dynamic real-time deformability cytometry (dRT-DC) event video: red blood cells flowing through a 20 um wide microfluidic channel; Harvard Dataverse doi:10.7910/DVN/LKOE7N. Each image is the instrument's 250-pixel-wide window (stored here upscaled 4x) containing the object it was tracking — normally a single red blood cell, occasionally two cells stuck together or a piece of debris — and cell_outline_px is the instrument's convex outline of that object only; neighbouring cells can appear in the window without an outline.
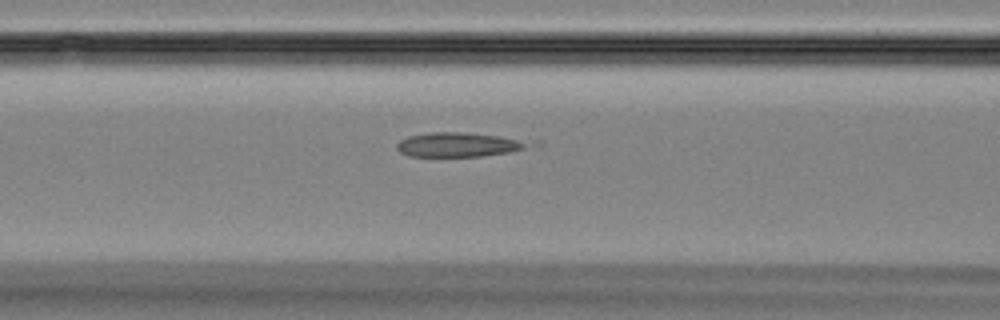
{"species": "Egyptian fruit bat (a non-hibernating species)", "species_latin": "Rousettus aegyptiacus", "temperature_condition": "room temperature", "stored_images_in_passage": 49, "camera_frame_rate_fps": 3000, "um_per_image_px": 0.085, "animal": {"sex": "female"}, "frame": {"image": 1, "passage_image": 20, "time_ms": 6.333, "image_size_px": [1000, 320], "cell_outline_px": [[544, 144], [512, 152], [484, 156], [408, 156], [400, 152], [396, 148], [396, 144], [400, 140], [408, 136], [428, 132], [464, 132], [540, 140]], "centroid_in_image_um": [39.24, 12.28], "position_along_channel_um": 127.4, "area_um2": 19.71}}
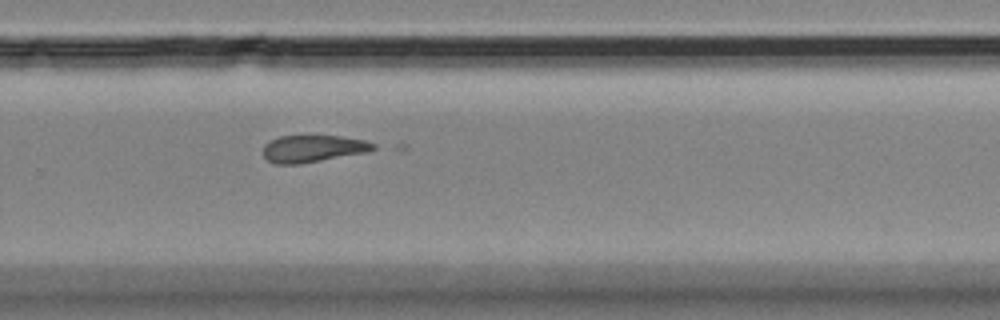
{"frame": {"image": 2, "passage_image": 33, "time_ms": 10.667, "image_size_px": [1000, 320], "cell_outline_px": [[376, 148], [368, 152], [300, 164], [276, 164], [268, 160], [264, 156], [264, 144], [268, 140], [280, 136], [340, 136], [364, 140], [376, 144]], "centroid_in_image_um": [26.6, 12.63], "position_along_channel_um": 303.2, "area_um2": 17.4}}
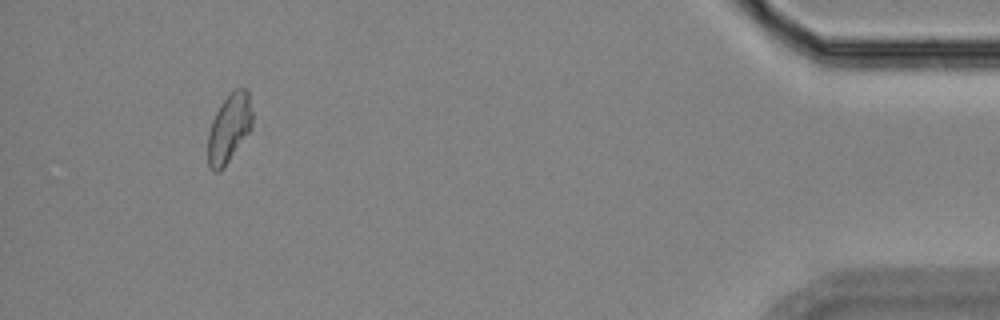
{"frame": {"image": 3, "passage_image": 46, "time_ms": 15.0, "image_size_px": [1000, 320], "cell_outline_px": [[252, 128], [220, 172], [216, 172], [208, 168], [208, 132], [212, 120], [220, 104], [236, 88], [248, 88], [252, 108]], "centroid_in_image_um": [19.48, 10.89], "position_along_channel_um": 415.7, "area_um2": 17.8}}